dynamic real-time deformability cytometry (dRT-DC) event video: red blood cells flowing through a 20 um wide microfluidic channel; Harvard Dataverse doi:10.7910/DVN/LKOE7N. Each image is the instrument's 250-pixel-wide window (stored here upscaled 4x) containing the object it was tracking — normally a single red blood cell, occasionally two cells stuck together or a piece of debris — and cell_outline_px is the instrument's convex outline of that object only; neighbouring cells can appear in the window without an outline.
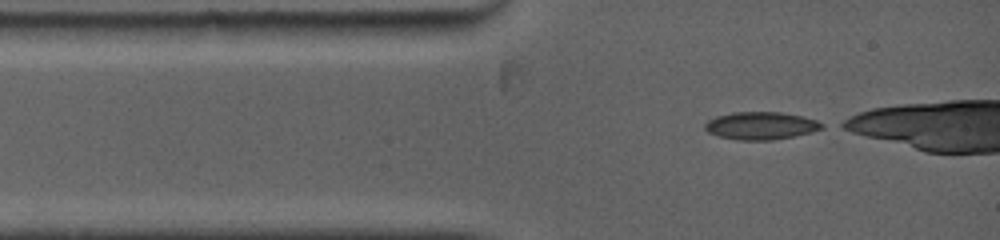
{"species": "common noctule bat (a hibernating species)", "species_latin": "Nyctalus noctula", "temperature_condition": "warm", "stored_images_in_passage": 10, "camera_frame_rate_fps": 5000, "um_per_image_px": 0.085, "animal": {"sex": "female", "body_mass_g": 19.0, "forearm_length_mm": 53.3}, "frame": {"image": 1, "passage_image": 1, "time_ms": 0.0, "image_size_px": [1000, 240], "cell_outline_px": [[824, 128], [792, 136], [772, 140], [736, 140], [720, 136], [708, 132], [704, 128], [704, 124], [708, 120], [716, 116], [732, 112], [780, 112], [800, 116], [816, 120], [824, 124]], "centroid_in_image_um": [64.63, 10.68], "position_along_channel_um": 20.4, "area_um2": 18.67}}
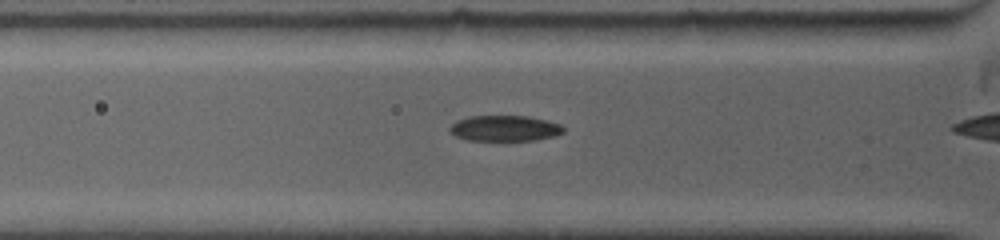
{"frame": {"image": 2, "passage_image": 7, "time_ms": 2.0, "image_size_px": [1000, 240], "cell_outline_px": [[564, 132], [556, 136], [536, 140], [468, 140], [456, 136], [448, 128], [456, 120], [468, 116], [528, 116], [548, 120], [560, 124], [564, 128]], "centroid_in_image_um": [42.93, 10.9], "position_along_channel_um": 82.9, "area_um2": 17.11}}
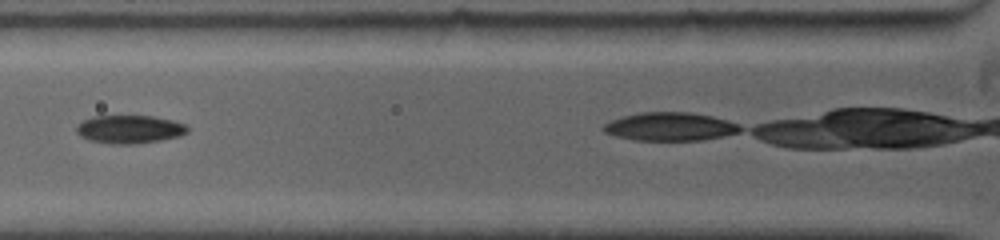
{"frame": {"image": 3, "passage_image": 9, "time_ms": 2.8, "image_size_px": [1000, 240], "cell_outline_px": [[188, 132], [180, 136], [160, 140], [132, 144], [112, 144], [88, 140], [80, 136], [76, 132], [76, 124], [92, 116], [152, 116], [172, 120], [184, 124], [188, 128]], "centroid_in_image_um": [10.97, 10.99], "position_along_channel_um": 114.8, "area_um2": 18.26}}